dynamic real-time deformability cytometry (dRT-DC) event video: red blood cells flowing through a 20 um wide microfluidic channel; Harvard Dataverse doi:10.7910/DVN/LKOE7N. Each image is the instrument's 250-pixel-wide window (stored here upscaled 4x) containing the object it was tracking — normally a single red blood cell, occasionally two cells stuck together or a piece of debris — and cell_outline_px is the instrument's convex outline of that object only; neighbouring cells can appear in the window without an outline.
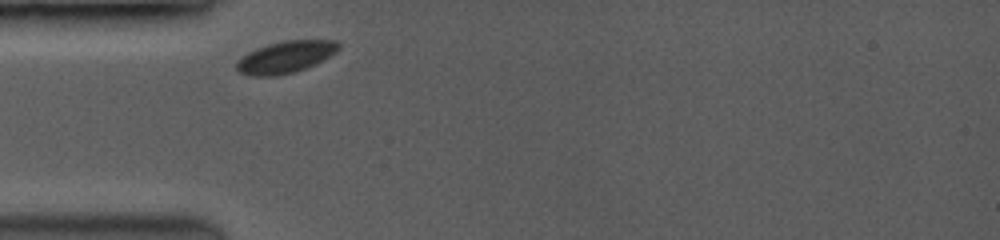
{"species": "common noctule bat (a hibernating species)", "species_latin": "Nyctalus noctula", "temperature_condition": "room temperature", "stored_images_in_passage": 3, "camera_frame_rate_fps": 3500, "um_per_image_px": 0.085, "animal": {"sex": "female", "body_mass_g": 19.0, "forearm_length_mm": 53.3}, "frame": {"image": 1, "passage_image": 1, "time_ms": 0.0, "image_size_px": [1000, 240], "cell_outline_px": [[340, 48], [336, 52], [304, 68], [292, 72], [276, 76], [248, 76], [240, 72], [236, 68], [236, 60], [248, 52], [256, 48], [268, 44], [284, 40], [336, 40], [340, 44]], "centroid_in_image_um": [24.22, 4.84], "position_along_channel_um": 60.8, "area_um2": 18.79}}